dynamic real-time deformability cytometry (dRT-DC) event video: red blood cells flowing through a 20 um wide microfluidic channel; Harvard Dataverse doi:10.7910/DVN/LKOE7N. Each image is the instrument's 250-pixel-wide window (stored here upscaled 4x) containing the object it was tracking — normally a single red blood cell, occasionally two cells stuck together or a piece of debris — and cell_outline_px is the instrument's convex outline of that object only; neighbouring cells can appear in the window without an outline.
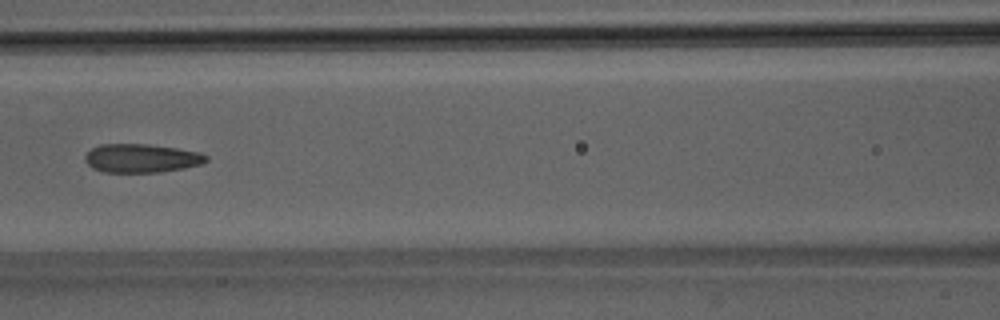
{"species": "Egyptian fruit bat (a non-hibernating species)", "species_latin": "Rousettus aegyptiacus", "temperature_condition": "room temperature", "stored_images_in_passage": 41, "camera_frame_rate_fps": 3000, "um_per_image_px": 0.085, "animal": {"sex": "male"}, "frame": {"image": 1, "passage_image": 14, "time_ms": 4.333, "image_size_px": [1000, 320], "cell_outline_px": [[208, 160], [200, 164], [184, 168], [160, 172], [104, 172], [92, 168], [84, 160], [84, 156], [92, 148], [104, 144], [148, 144], [176, 148], [200, 152], [208, 156]], "centroid_in_image_um": [12.02, 13.45], "position_along_channel_um": 154.6, "area_um2": 20.17}}
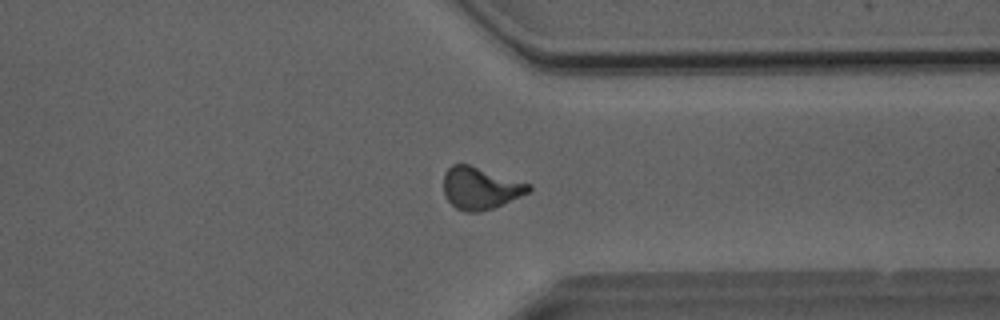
{"frame": {"image": 2, "passage_image": 30, "time_ms": 9.667, "image_size_px": [1000, 320], "cell_outline_px": [[532, 188], [528, 192], [520, 196], [492, 208], [480, 212], [464, 212], [456, 208], [448, 200], [444, 192], [444, 172], [452, 164], [468, 164], [532, 184]], "centroid_in_image_um": [40.82, 15.98], "position_along_channel_um": 370.6, "area_um2": 20.75}}
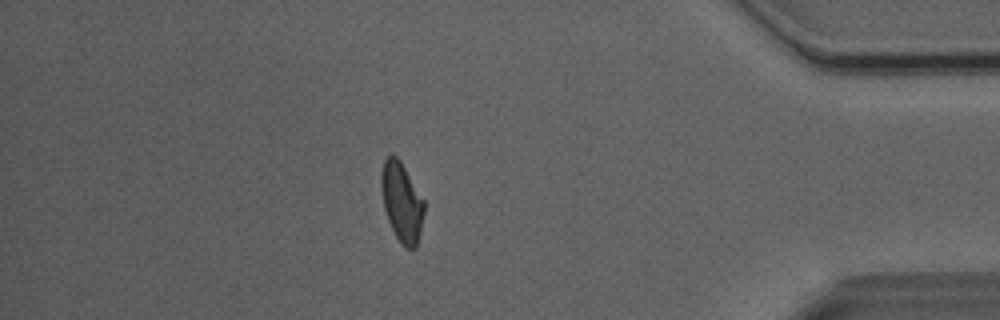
{"frame": {"image": 3, "passage_image": 35, "time_ms": 11.333, "image_size_px": [1000, 320], "cell_outline_px": [[424, 212], [420, 232], [416, 248], [404, 248], [400, 244], [388, 220], [384, 208], [380, 184], [380, 176], [384, 160], [388, 156], [396, 156], [400, 160], [424, 200]], "centroid_in_image_um": [34.14, 17.19], "position_along_channel_um": 401.1, "area_um2": 19.71}, "authors_computed_cell_mechanics": {"area_um2": 20.3456, "velocity_mm_per_s": 4.0754, "shape_relaxation_time_tau1_ms": 6.1676, "shape_relaxation_time_tau2_ms": 1.4058, "deformation_change_tau1": 0.1532, "deformation_change_tau2": 0.0776}}